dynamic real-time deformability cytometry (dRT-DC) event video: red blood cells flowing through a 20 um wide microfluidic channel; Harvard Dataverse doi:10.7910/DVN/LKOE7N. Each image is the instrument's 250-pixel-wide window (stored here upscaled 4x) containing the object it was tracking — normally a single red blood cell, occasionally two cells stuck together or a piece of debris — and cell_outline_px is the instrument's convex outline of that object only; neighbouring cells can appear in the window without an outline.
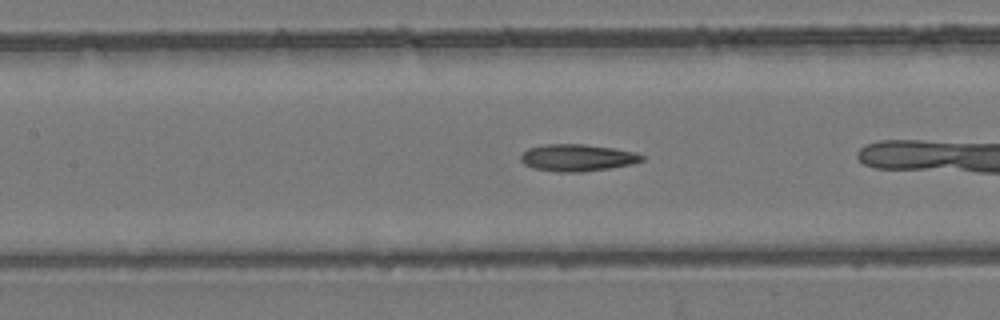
{"species": "common noctule bat (a hibernating species)", "species_latin": "Nyctalus noctula", "temperature_condition": "room temperature", "stored_images_in_passage": 14, "camera_frame_rate_fps": 3000, "um_per_image_px": 0.085, "animal": {"sex": "female", "body_mass_g": 24.6, "forearm_length_mm": 56.2}, "frame": {"image": 1, "passage_image": 7, "time_ms": 2.0, "image_size_px": [1000, 320], "cell_outline_px": [[644, 160], [632, 164], [584, 172], [560, 172], [532, 168], [524, 164], [520, 160], [520, 156], [528, 148], [544, 144], [584, 144], [612, 148], [636, 152], [644, 156]], "centroid_in_image_um": [49.06, 13.4], "position_along_channel_um": 158.3, "area_um2": 19.07}}
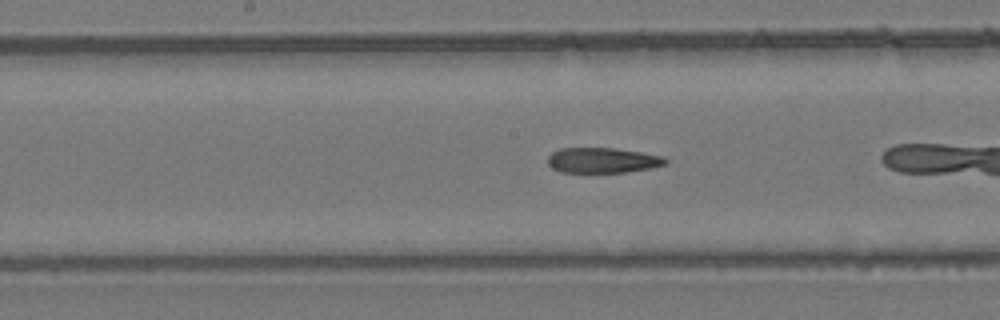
{"frame": {"image": 2, "passage_image": 10, "time_ms": 3.0, "image_size_px": [1000, 320], "cell_outline_px": [[668, 164], [652, 168], [624, 172], [560, 172], [552, 168], [548, 164], [548, 156], [552, 152], [560, 148], [616, 148], [664, 156], [668, 160]], "centroid_in_image_um": [51.24, 13.62], "position_along_channel_um": 197.0, "area_um2": 17.46}}